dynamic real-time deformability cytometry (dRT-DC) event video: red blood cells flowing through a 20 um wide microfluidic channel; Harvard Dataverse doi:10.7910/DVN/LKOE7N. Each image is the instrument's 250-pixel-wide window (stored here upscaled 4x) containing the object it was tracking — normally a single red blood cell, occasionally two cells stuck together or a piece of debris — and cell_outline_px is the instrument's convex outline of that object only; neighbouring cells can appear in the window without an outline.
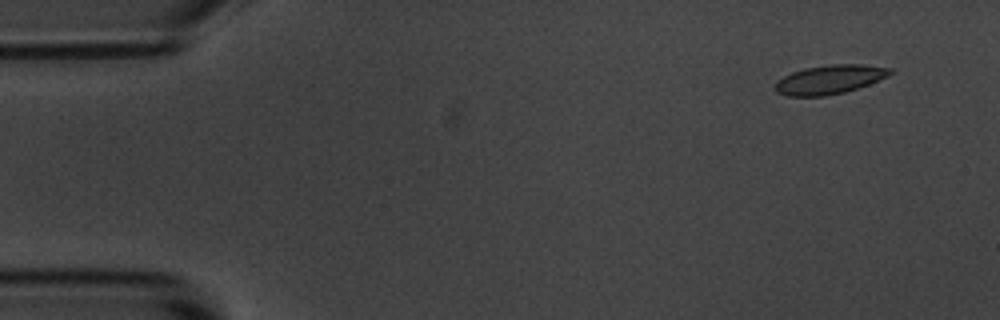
{"species": "common noctule bat (a hibernating species)", "species_latin": "Nyctalus noctula", "temperature_condition": "room temperature", "stored_images_in_passage": 53, "camera_frame_rate_fps": 3000, "um_per_image_px": 0.085, "animal": {"sex": "male", "body_mass_g": 20.1, "forearm_length_mm": 53.5}, "frame": {"image": 1, "passage_image": 2, "time_ms": 0.333, "image_size_px": [1000, 320], "cell_outline_px": [[892, 72], [888, 76], [868, 84], [844, 92], [824, 96], [788, 96], [776, 92], [776, 80], [792, 72], [804, 68], [832, 64], [860, 64], [892, 68]], "centroid_in_image_um": [70.5, 6.75], "position_along_channel_um": 14.5, "area_um2": 19.25}}
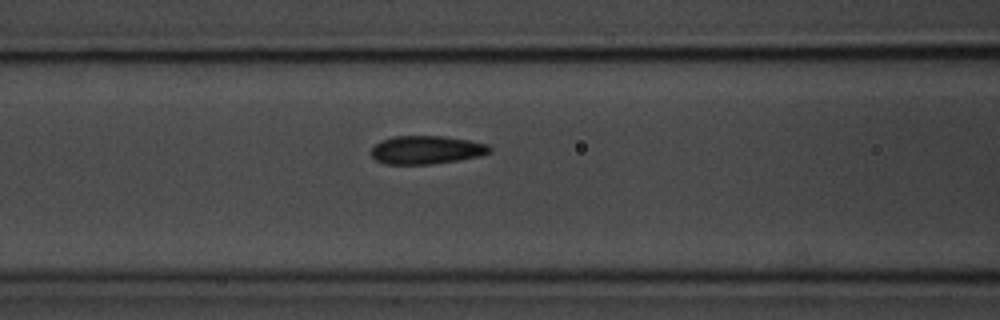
{"frame": {"image": 2, "passage_image": 20, "time_ms": 6.333, "image_size_px": [1000, 320], "cell_outline_px": [[492, 152], [480, 156], [432, 164], [384, 164], [376, 160], [372, 156], [372, 148], [380, 140], [392, 136], [444, 136], [468, 140], [488, 144], [492, 148]], "centroid_in_image_um": [36.25, 12.73], "position_along_channel_um": 130.3, "area_um2": 19.59}}
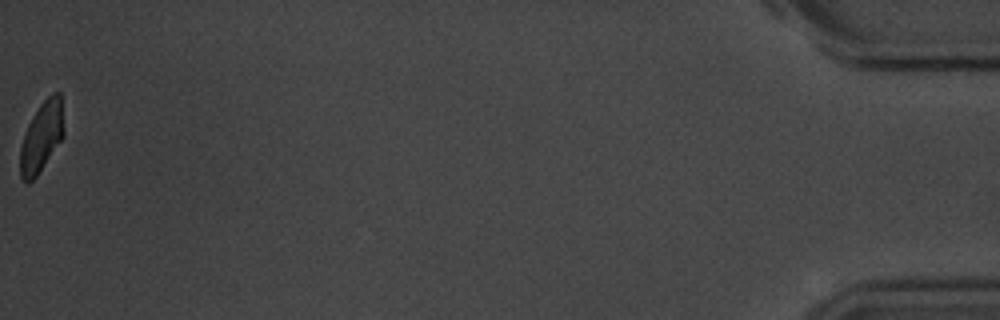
{"frame": {"image": 3, "passage_image": 53, "time_ms": 17.333, "image_size_px": [1000, 320], "cell_outline_px": [[64, 136], [36, 176], [28, 184], [20, 176], [20, 148], [28, 124], [40, 104], [52, 92], [60, 92], [64, 132]], "centroid_in_image_um": [3.54, 11.62], "position_along_channel_um": 431.7, "area_um2": 17.57}, "authors_computed_cell_mechanics": {"area_um2": 19.4786, "velocity_mm_per_s": 3.6477, "shape_relaxation_time_tau1_ms": 2.5735, "shape_relaxation_time_tau2_ms": 0.4982, "deformation_change_tau1": 0.1122, "deformation_change_tau2": 0.0654}}